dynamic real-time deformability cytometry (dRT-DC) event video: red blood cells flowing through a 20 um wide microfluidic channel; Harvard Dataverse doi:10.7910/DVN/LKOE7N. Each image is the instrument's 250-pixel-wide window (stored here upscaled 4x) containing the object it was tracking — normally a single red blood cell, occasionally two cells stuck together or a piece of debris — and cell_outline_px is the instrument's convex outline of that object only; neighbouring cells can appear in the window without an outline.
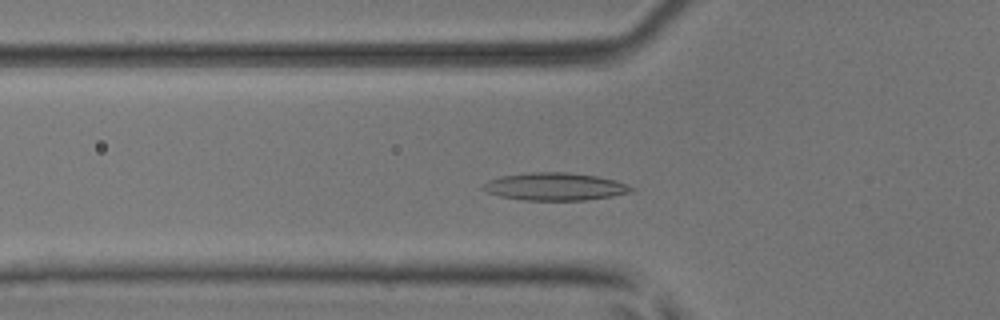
{"species": "common noctule bat (a hibernating species)", "species_latin": "Nyctalus noctula", "temperature_condition": "room temperature", "stored_images_in_passage": 48, "segment_of_instrument_passage": [1, 2], "camera_frame_rate_fps": 3000, "um_per_image_px": 0.085, "animal": {"sex": "male", "body_mass_g": 17.9, "forearm_length_mm": 54.2}, "frame": {"image": 1, "passage_image": 14, "time_ms": 4.333, "image_size_px": [1000, 320], "cell_outline_px": [[636, 188], [632, 192], [612, 196], [584, 200], [524, 200], [500, 196], [488, 192], [480, 188], [488, 180], [500, 176], [532, 172], [568, 172], [596, 176], [616, 180], [628, 184]], "centroid_in_image_um": [47.2, 15.85], "position_along_channel_um": 78.6, "area_um2": 23.93}}
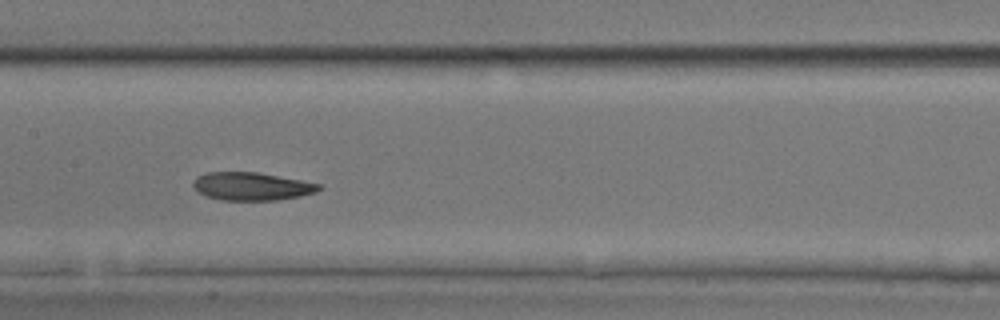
{"frame": {"image": 2, "passage_image": 22, "time_ms": 7.0, "image_size_px": [1000, 320], "cell_outline_px": [[320, 188], [316, 192], [300, 196], [276, 200], [220, 200], [208, 196], [200, 192], [192, 184], [196, 176], [204, 172], [256, 172], [300, 180], [320, 184]], "centroid_in_image_um": [21.36, 15.83], "position_along_channel_um": 186.0, "area_um2": 20.29}}
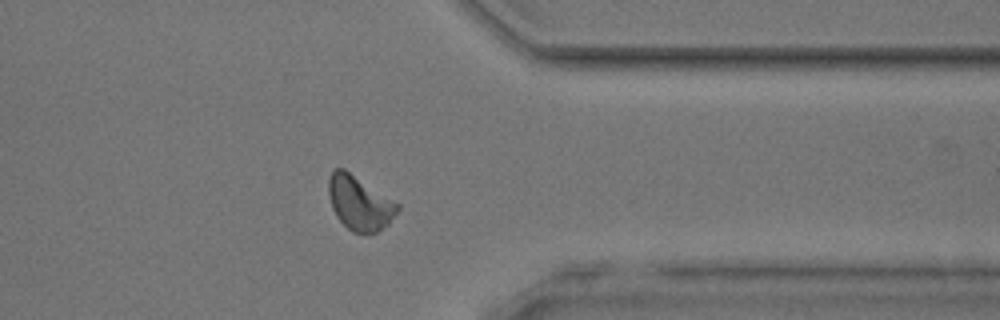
{"frame": {"image": 3, "passage_image": 37, "time_ms": 12.0, "image_size_px": [1000, 320], "cell_outline_px": [[400, 208], [388, 224], [376, 232], [352, 232], [336, 216], [332, 208], [328, 192], [328, 180], [332, 168], [344, 168], [400, 204]], "centroid_in_image_um": [30.55, 17.22], "position_along_channel_um": 380.9, "area_um2": 21.68}}